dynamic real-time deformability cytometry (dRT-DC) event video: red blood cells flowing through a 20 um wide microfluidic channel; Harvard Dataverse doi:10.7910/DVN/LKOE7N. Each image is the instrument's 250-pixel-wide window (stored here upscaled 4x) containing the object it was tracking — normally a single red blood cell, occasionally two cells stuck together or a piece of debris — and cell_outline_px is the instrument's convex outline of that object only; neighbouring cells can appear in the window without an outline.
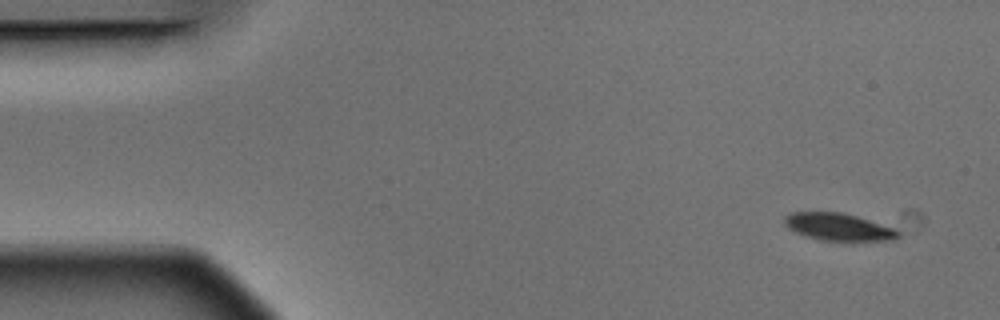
{"species": "Egyptian fruit bat (a non-hibernating species)", "species_latin": "Rousettus aegyptiacus", "temperature_condition": "warm", "stored_images_in_passage": 4, "camera_frame_rate_fps": 3000, "um_per_image_px": 0.085, "animal": {"sex": "male"}, "frame": {"image": 1, "passage_image": 1, "time_ms": 0.0, "image_size_px": [1000, 320], "cell_outline_px": [[900, 236], [896, 240], [820, 240], [804, 236], [788, 228], [784, 224], [784, 216], [788, 212], [844, 212], [892, 228], [900, 232]], "centroid_in_image_um": [71.21, 19.28], "position_along_channel_um": 13.8, "area_um2": 17.98}}
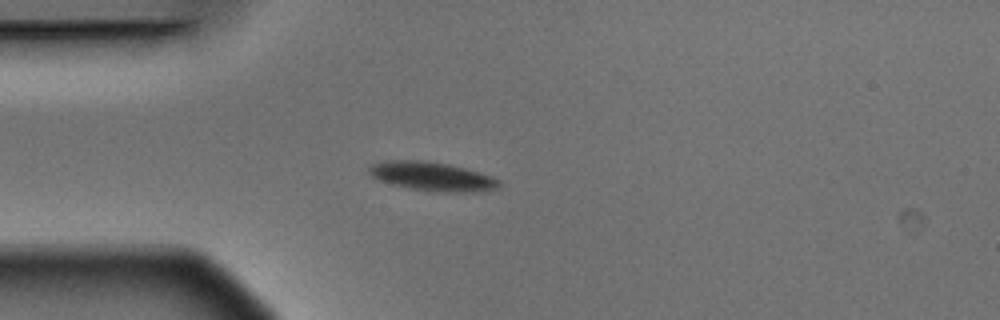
{"frame": {"image": 2, "passage_image": 4, "time_ms": 1.0, "image_size_px": [1000, 320], "cell_outline_px": [[500, 184], [496, 188], [484, 192], [436, 192], [408, 188], [392, 184], [380, 180], [372, 176], [368, 172], [368, 168], [372, 164], [384, 160], [424, 160], [448, 164], [480, 172], [492, 176], [500, 180]], "centroid_in_image_um": [36.75, 15.0], "position_along_channel_um": 48.3, "area_um2": 22.08}}